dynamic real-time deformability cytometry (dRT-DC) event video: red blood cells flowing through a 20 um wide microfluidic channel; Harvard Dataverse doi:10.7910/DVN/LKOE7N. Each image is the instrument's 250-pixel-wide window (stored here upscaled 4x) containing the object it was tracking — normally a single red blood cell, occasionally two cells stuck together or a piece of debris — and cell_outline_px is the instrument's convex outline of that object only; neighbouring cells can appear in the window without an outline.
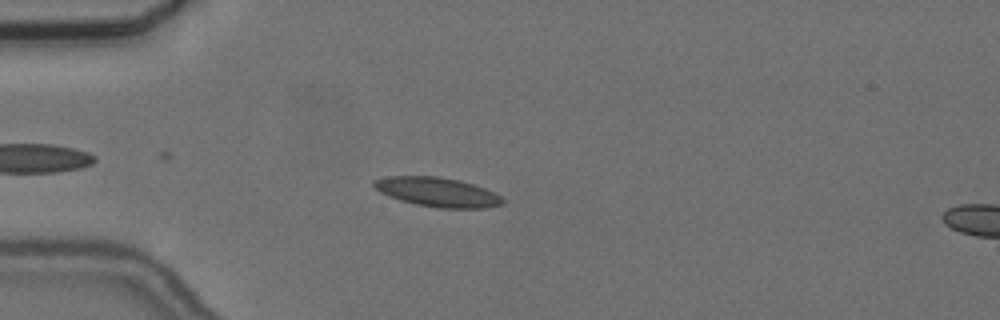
{"species": "common noctule bat (a hibernating species)", "species_latin": "Nyctalus noctula", "temperature_condition": "cold", "stored_images_in_passage": 15, "camera_frame_rate_fps": 3000, "um_per_image_px": 0.085, "animal": {"sex": "female", "body_mass_g": 24.6, "forearm_length_mm": 56.2}, "frame": {"image": 1, "passage_image": 7, "time_ms": 2.0, "image_size_px": [1000, 320], "cell_outline_px": [[504, 204], [484, 208], [436, 208], [416, 204], [400, 200], [388, 196], [380, 192], [372, 184], [372, 180], [388, 176], [436, 176], [460, 180], [484, 188], [500, 196], [504, 200]], "centroid_in_image_um": [37.15, 16.33], "position_along_channel_um": 47.8, "area_um2": 21.96}}